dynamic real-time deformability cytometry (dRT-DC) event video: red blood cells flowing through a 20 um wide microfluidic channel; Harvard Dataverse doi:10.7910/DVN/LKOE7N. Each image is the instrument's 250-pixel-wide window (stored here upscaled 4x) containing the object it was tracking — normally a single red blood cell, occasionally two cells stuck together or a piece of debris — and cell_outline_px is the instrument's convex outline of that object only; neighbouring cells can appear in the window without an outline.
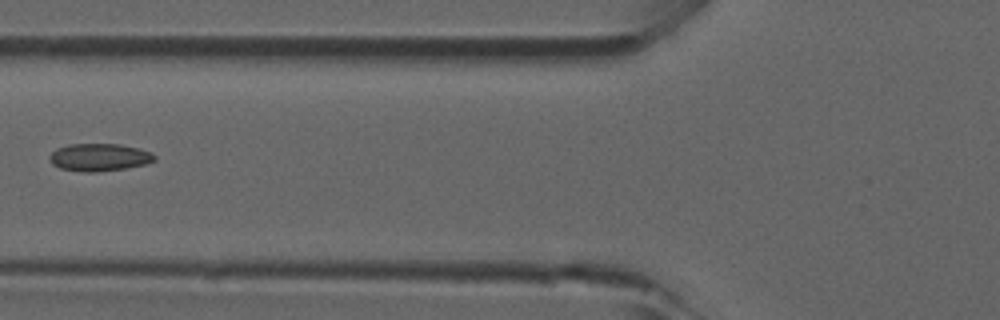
{"species": "common noctule bat (a hibernating species)", "species_latin": "Nyctalus noctula", "temperature_condition": "room temperature", "stored_images_in_passage": 2, "camera_frame_rate_fps": 3000, "um_per_image_px": 0.085, "animal": {"sex": "male", "forearm_length_mm": 52.5}, "frame": {"image": 1, "passage_image": 2, "time_ms": 0.333, "image_size_px": [1000, 320], "cell_outline_px": [[156, 160], [144, 164], [124, 168], [96, 172], [84, 172], [60, 168], [52, 164], [48, 156], [56, 148], [68, 144], [120, 144], [152, 152], [156, 156]], "centroid_in_image_um": [8.41, 13.36], "position_along_channel_um": 117.4, "area_um2": 16.82}}